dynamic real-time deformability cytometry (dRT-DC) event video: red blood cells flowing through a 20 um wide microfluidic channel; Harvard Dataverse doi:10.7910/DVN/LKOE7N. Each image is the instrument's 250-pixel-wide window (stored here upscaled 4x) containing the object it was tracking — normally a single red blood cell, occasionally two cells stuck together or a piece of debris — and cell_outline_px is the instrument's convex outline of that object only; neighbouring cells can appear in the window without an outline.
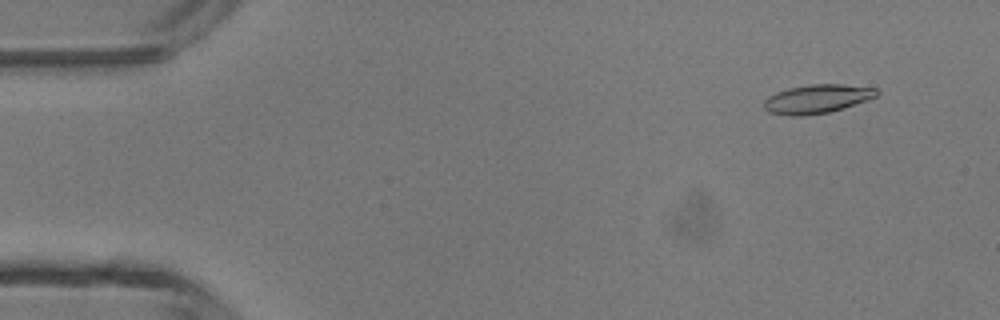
{"species": "common noctule bat (a hibernating species)", "species_latin": "Nyctalus noctula", "temperature_condition": "room temperature", "stored_images_in_passage": 46, "camera_frame_rate_fps": 3000, "um_per_image_px": 0.085, "animal": {"sex": "male", "body_mass_g": 13.3}, "frame": {"image": 1, "passage_image": 4, "time_ms": 1.0, "image_size_px": [1000, 320], "cell_outline_px": [[880, 92], [876, 96], [868, 100], [828, 112], [800, 116], [792, 116], [768, 112], [764, 108], [764, 100], [768, 96], [776, 92], [788, 88], [808, 84], [844, 84], [876, 88]], "centroid_in_image_um": [69.44, 8.39], "position_along_channel_um": 15.6, "area_um2": 18.9}}
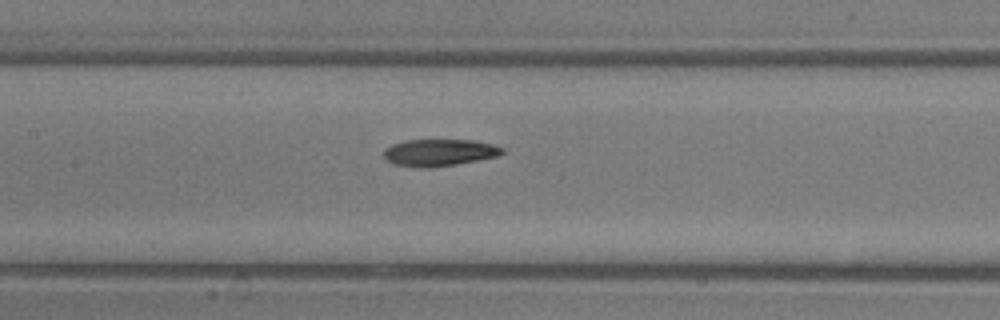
{"frame": {"image": 2, "passage_image": 22, "time_ms": 7.0, "image_size_px": [1000, 320], "cell_outline_px": [[504, 152], [500, 156], [456, 164], [428, 168], [416, 168], [396, 164], [388, 160], [384, 156], [384, 148], [392, 144], [404, 140], [476, 140], [492, 144], [504, 148]], "centroid_in_image_um": [37.36, 12.96], "position_along_channel_um": 170.0, "area_um2": 18.73}}
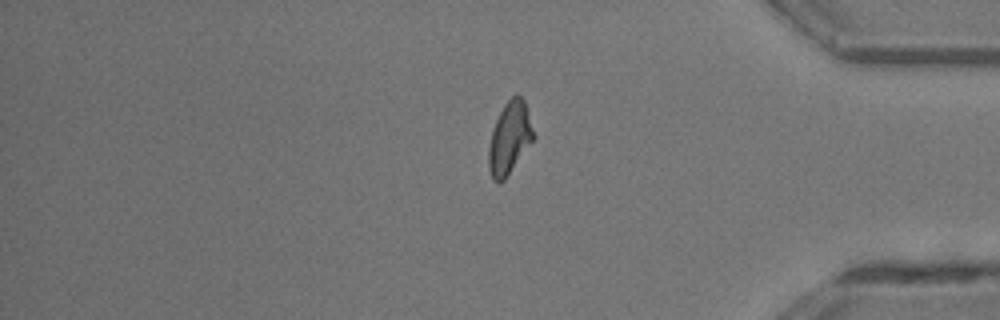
{"frame": {"image": 3, "passage_image": 39, "time_ms": 12.667, "image_size_px": [1000, 320], "cell_outline_px": [[536, 136], [504, 180], [500, 184], [496, 184], [492, 180], [488, 168], [488, 148], [492, 128], [504, 104], [516, 92], [524, 100]], "centroid_in_image_um": [43.3, 11.75], "position_along_channel_um": 391.9, "area_um2": 19.07}}